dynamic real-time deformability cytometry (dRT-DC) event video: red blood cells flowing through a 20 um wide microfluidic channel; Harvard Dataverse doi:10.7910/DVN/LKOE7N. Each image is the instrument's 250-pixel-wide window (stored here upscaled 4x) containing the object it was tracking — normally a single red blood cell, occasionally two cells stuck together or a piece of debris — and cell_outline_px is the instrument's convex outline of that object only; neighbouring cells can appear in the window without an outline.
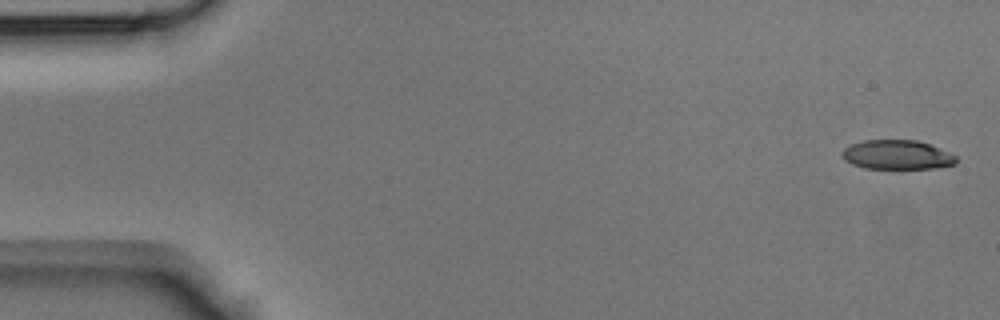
{"species": "Egyptian fruit bat (a non-hibernating species)", "species_latin": "Rousettus aegyptiacus", "temperature_condition": "room temperature", "stored_images_in_passage": 44, "camera_frame_rate_fps": 3000, "um_per_image_px": 0.085, "animal": {"sex": "male"}, "frame": {"image": 1, "passage_image": 1, "time_ms": 0.0, "image_size_px": [1000, 320], "cell_outline_px": [[956, 164], [936, 168], [864, 168], [852, 164], [844, 160], [840, 156], [840, 152], [844, 148], [852, 144], [864, 140], [916, 140], [928, 144], [948, 152], [956, 156]], "centroid_in_image_um": [76.2, 13.16], "position_along_channel_um": 8.8, "area_um2": 19.42}}
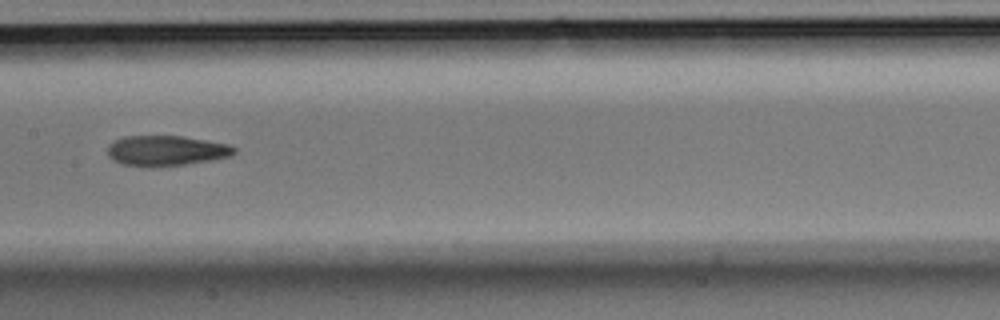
{"frame": {"image": 2, "passage_image": 22, "time_ms": 7.0, "image_size_px": [1000, 320], "cell_outline_px": [[236, 152], [232, 156], [212, 160], [184, 164], [148, 168], [124, 164], [112, 160], [108, 156], [108, 144], [124, 136], [180, 136], [228, 144], [236, 148]], "centroid_in_image_um": [14.11, 12.82], "position_along_channel_um": 193.3, "area_um2": 22.43}}
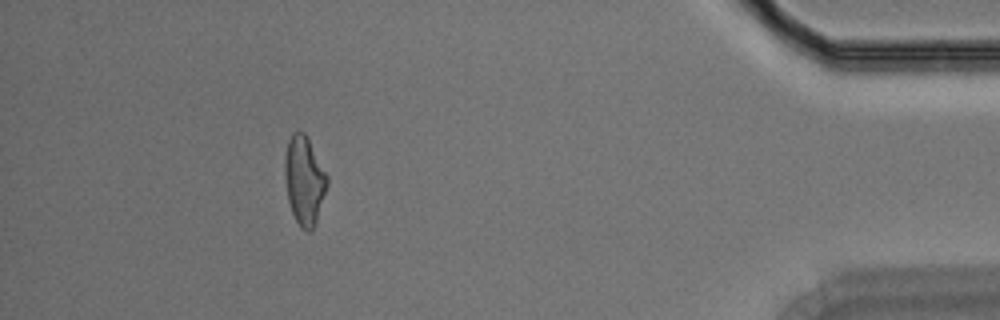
{"frame": {"image": 3, "passage_image": 40, "time_ms": 13.0, "image_size_px": [1000, 320], "cell_outline_px": [[328, 184], [316, 220], [312, 228], [308, 232], [300, 228], [292, 212], [288, 200], [284, 176], [284, 160], [288, 140], [292, 132], [304, 132], [328, 176]], "centroid_in_image_um": [25.84, 15.33], "position_along_channel_um": 409.4, "area_um2": 21.62}}